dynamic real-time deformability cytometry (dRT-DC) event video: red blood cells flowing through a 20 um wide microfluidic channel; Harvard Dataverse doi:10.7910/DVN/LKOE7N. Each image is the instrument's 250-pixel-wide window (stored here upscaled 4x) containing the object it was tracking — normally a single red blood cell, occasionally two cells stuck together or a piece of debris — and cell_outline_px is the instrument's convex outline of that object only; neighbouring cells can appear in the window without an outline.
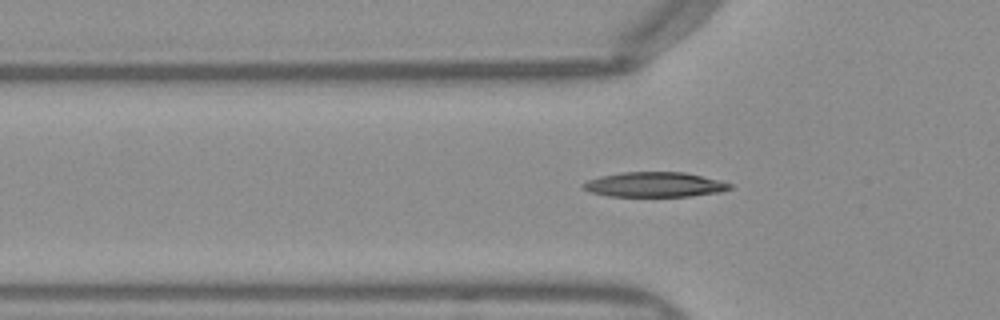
{"species": "Egyptian fruit bat (a non-hibernating species)", "species_latin": "Rousettus aegyptiacus", "temperature_condition": "warm", "stored_images_in_passage": 12, "camera_frame_rate_fps": 3000, "um_per_image_px": 0.085, "frame": {"image": 1, "passage_image": 2, "time_ms": 0.333, "image_size_px": [1000, 320], "cell_outline_px": [[732, 188], [720, 192], [692, 196], [608, 196], [588, 192], [580, 188], [580, 184], [588, 180], [600, 176], [624, 172], [684, 172], [720, 180], [732, 184]], "centroid_in_image_um": [55.6, 15.69], "position_along_channel_um": 70.2, "area_um2": 21.44}}
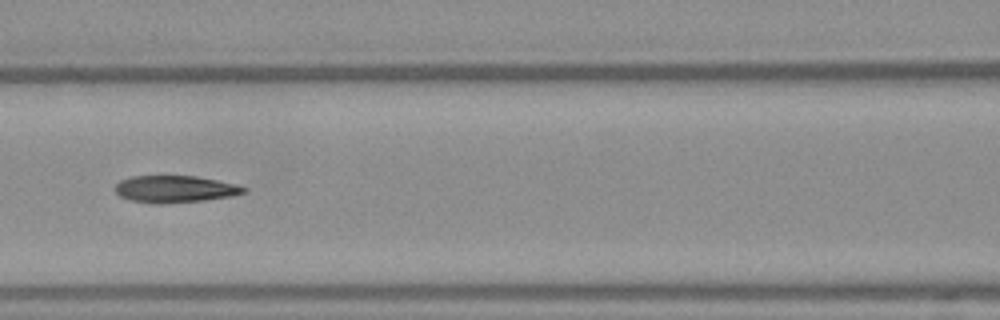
{"frame": {"image": 2, "passage_image": 8, "time_ms": 2.333, "image_size_px": [1000, 320], "cell_outline_px": [[248, 188], [244, 192], [232, 196], [204, 200], [160, 204], [148, 204], [128, 200], [120, 196], [112, 188], [120, 180], [132, 176], [196, 176], [236, 184]], "centroid_in_image_um": [14.81, 16.08], "position_along_channel_um": 151.8, "area_um2": 20.4}}
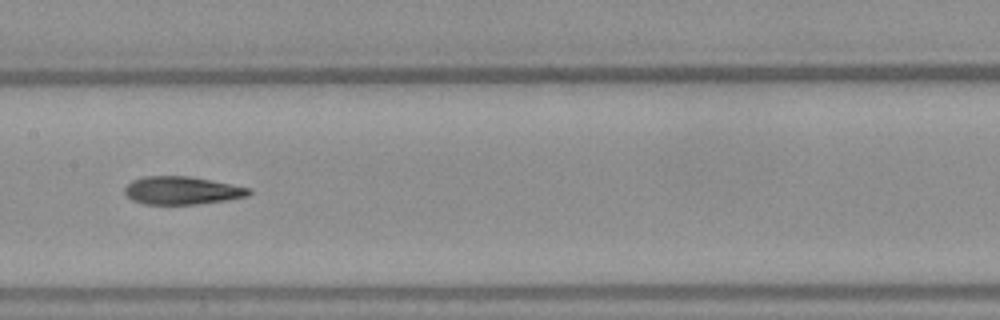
{"frame": {"image": 3, "passage_image": 11, "time_ms": 3.333, "image_size_px": [1000, 320], "cell_outline_px": [[252, 192], [248, 196], [228, 200], [196, 204], [144, 204], [132, 200], [124, 192], [124, 188], [132, 180], [144, 176], [192, 176], [252, 188]], "centroid_in_image_um": [15.5, 16.18], "position_along_channel_um": 191.9, "area_um2": 20.4}}